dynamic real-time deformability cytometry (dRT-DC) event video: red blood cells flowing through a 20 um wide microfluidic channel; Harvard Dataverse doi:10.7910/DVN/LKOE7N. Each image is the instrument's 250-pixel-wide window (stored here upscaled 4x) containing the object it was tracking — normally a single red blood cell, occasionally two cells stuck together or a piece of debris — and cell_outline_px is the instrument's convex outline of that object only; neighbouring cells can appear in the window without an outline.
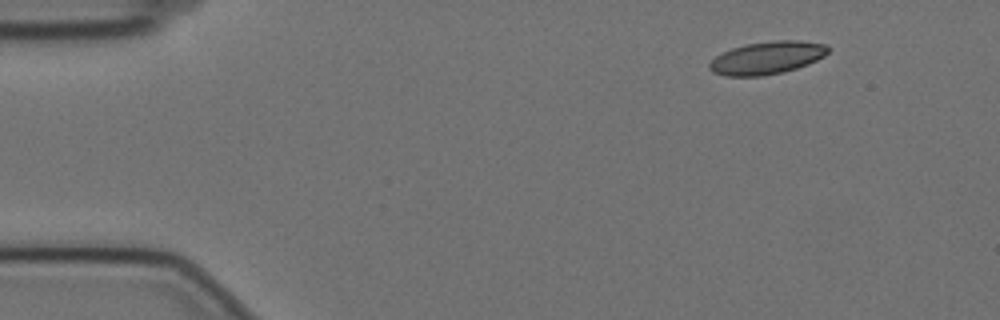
{"species": "Egyptian fruit bat (a non-hibernating species)", "species_latin": "Rousettus aegyptiacus", "temperature_condition": "cold", "stored_images_in_passage": 48, "camera_frame_rate_fps": 3000, "um_per_image_px": 0.085, "animal": {"sex": "female"}, "frame": {"image": 1, "passage_image": 1, "time_ms": 0.0, "image_size_px": [1000, 320], "cell_outline_px": [[828, 52], [824, 56], [808, 64], [796, 68], [780, 72], [760, 76], [724, 76], [712, 72], [708, 68], [708, 64], [716, 56], [732, 48], [748, 44], [776, 40], [800, 40], [828, 44]], "centroid_in_image_um": [65.19, 4.91], "position_along_channel_um": 19.8, "area_um2": 22.48}}
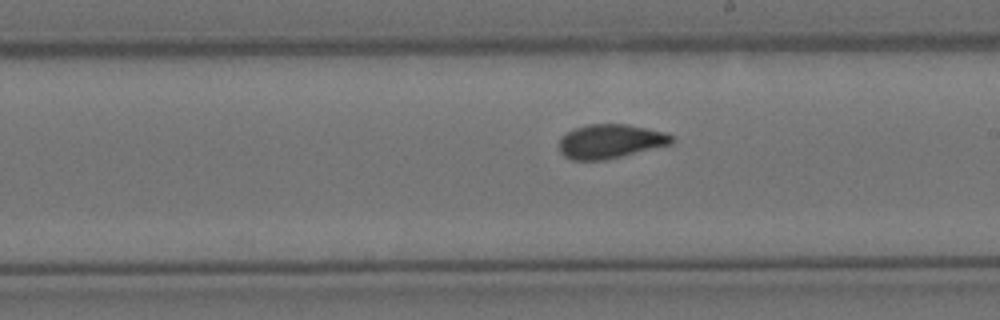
{"frame": {"image": 2, "passage_image": 27, "time_ms": 8.667, "image_size_px": [1000, 320], "cell_outline_px": [[676, 140], [672, 144], [604, 160], [572, 160], [564, 156], [560, 152], [560, 140], [568, 132], [576, 128], [588, 124], [628, 124], [648, 128], [664, 132], [672, 136]], "centroid_in_image_um": [51.91, 12.01], "position_along_channel_um": 237.1, "area_um2": 22.25}}
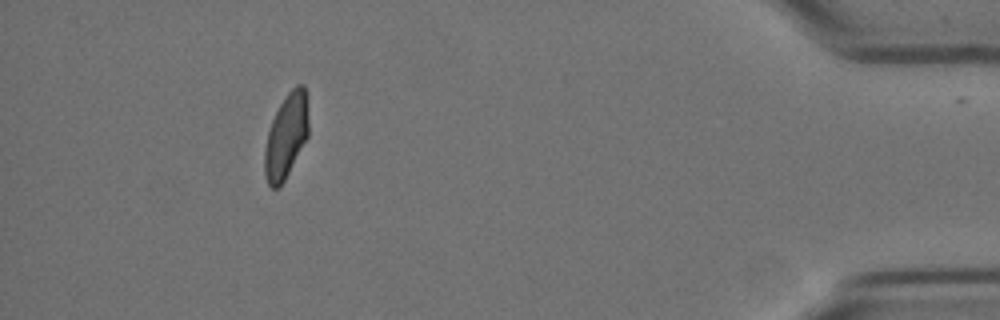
{"frame": {"image": 3, "passage_image": 47, "time_ms": 15.333, "image_size_px": [1000, 320], "cell_outline_px": [[308, 136], [284, 180], [276, 188], [272, 188], [268, 184], [264, 172], [264, 148], [268, 132], [272, 120], [280, 104], [288, 92], [296, 84], [304, 84], [308, 120]], "centroid_in_image_um": [24.31, 11.56], "position_along_channel_um": 410.9, "area_um2": 21.27}, "authors_computed_cell_mechanics": {"area_um2": 22.542, "velocity_mm_per_s": 3.5051, "shape_relaxation_time_tau1_ms": 6.3517, "shape_relaxation_time_tau2_ms": 1.5749, "deformation_change_tau1": 0.1576, "deformation_change_tau2": 0.0622}}